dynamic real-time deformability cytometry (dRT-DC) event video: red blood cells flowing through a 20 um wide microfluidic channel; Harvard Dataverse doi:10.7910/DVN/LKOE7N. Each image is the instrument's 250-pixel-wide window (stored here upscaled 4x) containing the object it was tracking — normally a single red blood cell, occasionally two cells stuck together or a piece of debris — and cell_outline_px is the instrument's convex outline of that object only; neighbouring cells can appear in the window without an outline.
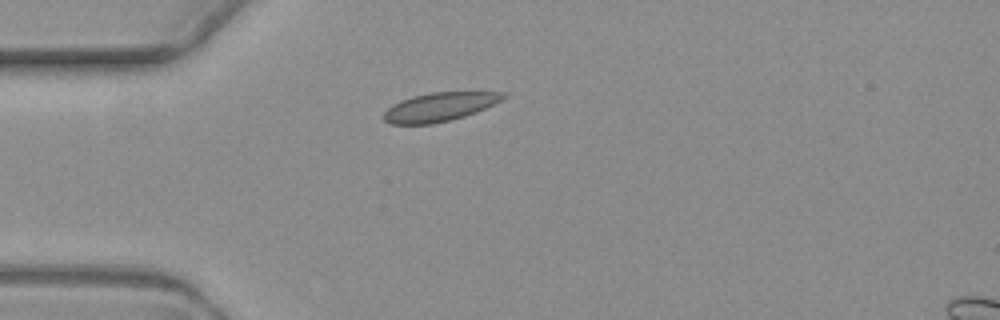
{"species": "common noctule bat (a hibernating species)", "species_latin": "Nyctalus noctula", "temperature_condition": "warm", "stored_images_in_passage": 4, "camera_frame_rate_fps": 3000, "um_per_image_px": 0.085, "animal": {"sex": "female", "body_mass_g": 19.3, "forearm_length_mm": 54.1}, "frame": {"image": 1, "passage_image": 4, "time_ms": 3.667, "image_size_px": [1000, 320], "cell_outline_px": [[508, 96], [476, 112], [464, 116], [432, 124], [392, 124], [384, 120], [384, 112], [392, 104], [400, 100], [412, 96], [432, 92], [508, 92]], "centroid_in_image_um": [37.35, 9.08], "position_along_channel_um": 47.7, "area_um2": 19.83}}